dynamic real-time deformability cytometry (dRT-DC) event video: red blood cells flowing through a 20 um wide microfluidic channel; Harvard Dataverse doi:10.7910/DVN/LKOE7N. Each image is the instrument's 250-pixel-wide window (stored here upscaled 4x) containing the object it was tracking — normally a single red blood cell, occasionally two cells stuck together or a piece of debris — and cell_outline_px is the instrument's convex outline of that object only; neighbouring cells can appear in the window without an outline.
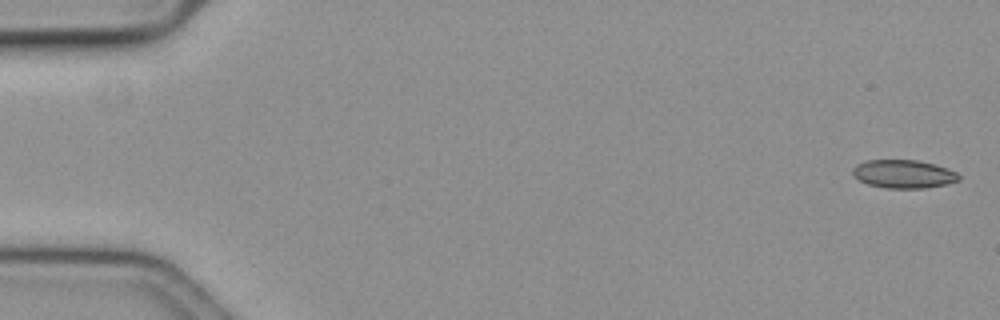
{"species": "common noctule bat (a hibernating species)", "species_latin": "Nyctalus noctula", "temperature_condition": "cold", "stored_images_in_passage": 5, "camera_frame_rate_fps": 3000, "um_per_image_px": 0.085, "animal": {"sex": "female", "body_mass_g": 19.3, "forearm_length_mm": 54.1}, "frame": {"image": 1, "passage_image": 1, "time_ms": 0.0, "image_size_px": [1000, 320], "cell_outline_px": [[960, 180], [944, 184], [924, 188], [884, 188], [868, 184], [860, 180], [852, 172], [852, 168], [856, 164], [868, 160], [916, 160], [936, 164], [948, 168], [956, 172], [960, 176]], "centroid_in_image_um": [76.81, 14.78], "position_along_channel_um": 8.2, "area_um2": 17.46}}